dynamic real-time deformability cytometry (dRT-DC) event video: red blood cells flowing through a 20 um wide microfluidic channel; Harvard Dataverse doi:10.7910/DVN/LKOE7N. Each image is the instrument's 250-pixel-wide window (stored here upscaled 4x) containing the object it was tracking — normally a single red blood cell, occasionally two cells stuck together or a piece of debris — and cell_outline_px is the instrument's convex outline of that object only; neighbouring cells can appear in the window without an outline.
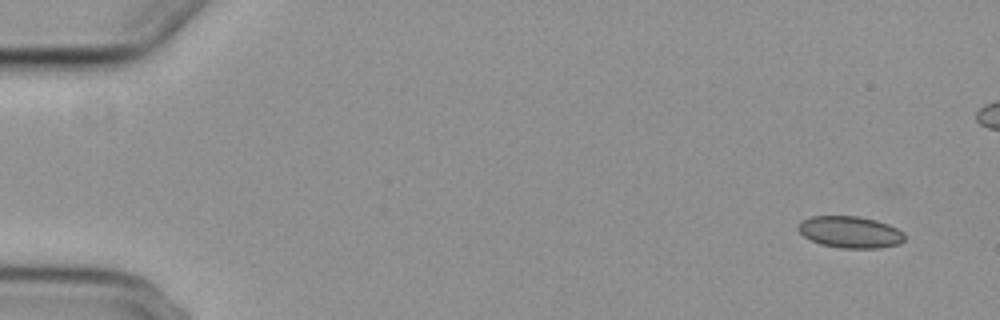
{"species": "common noctule bat (a hibernating species)", "species_latin": "Nyctalus noctula", "temperature_condition": "cold", "stored_images_in_passage": 5, "camera_frame_rate_fps": 3000, "um_per_image_px": 0.085, "animal": {"sex": "female", "body_mass_g": 29.2, "forearm_length_mm": 56.3}, "frame": {"image": 1, "passage_image": 1, "time_ms": 0.0, "image_size_px": [1000, 320], "cell_outline_px": [[904, 240], [900, 244], [880, 248], [840, 248], [820, 244], [804, 236], [796, 228], [800, 220], [812, 216], [856, 216], [876, 220], [888, 224], [904, 232]], "centroid_in_image_um": [72.25, 19.72], "position_along_channel_um": 12.7, "area_um2": 19.77}}